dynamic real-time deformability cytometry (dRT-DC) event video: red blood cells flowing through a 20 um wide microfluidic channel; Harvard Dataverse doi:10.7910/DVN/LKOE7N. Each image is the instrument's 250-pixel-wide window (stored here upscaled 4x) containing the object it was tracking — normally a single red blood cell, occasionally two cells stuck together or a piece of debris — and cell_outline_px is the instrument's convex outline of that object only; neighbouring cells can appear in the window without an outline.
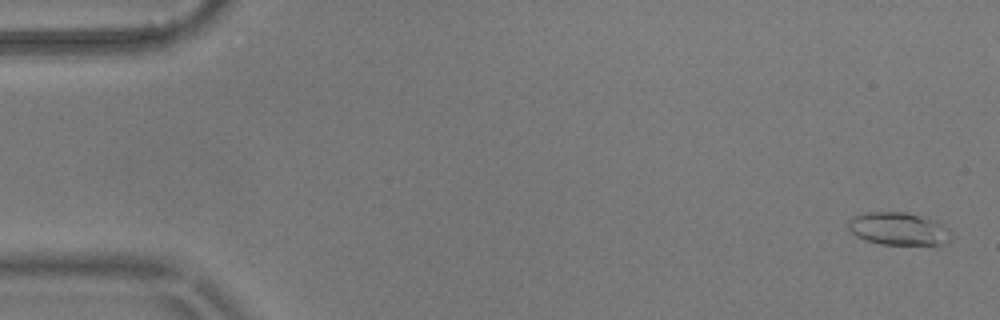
{"species": "common noctule bat (a hibernating species)", "species_latin": "Nyctalus noctula", "temperature_condition": "warm", "stored_images_in_passage": 56, "camera_frame_rate_fps": 3000, "um_per_image_px": 0.085, "animal": {"sex": "male", "body_mass_g": 17.9}, "frame": {"image": 1, "passage_image": 2, "time_ms": 0.333, "image_size_px": [1000, 320], "cell_outline_px": [[952, 236], [944, 244], [936, 248], [880, 244], [864, 240], [856, 236], [848, 228], [848, 220], [852, 216], [868, 212], [904, 212], [928, 216], [936, 220], [948, 228]], "centroid_in_image_um": [76.45, 19.49], "position_along_channel_um": 8.5, "area_um2": 20.75}}
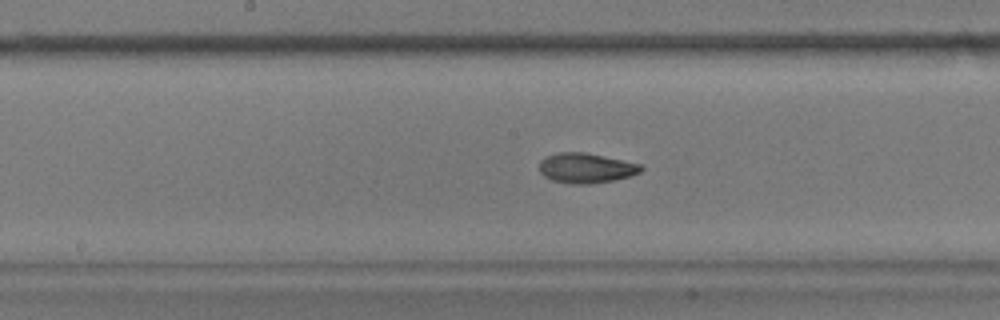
{"frame": {"image": 2, "passage_image": 29, "time_ms": 9.333, "image_size_px": [1000, 320], "cell_outline_px": [[644, 168], [640, 172], [628, 176], [612, 180], [588, 184], [572, 184], [552, 180], [544, 176], [540, 172], [540, 160], [544, 156], [560, 152], [584, 152], [640, 164]], "centroid_in_image_um": [49.77, 14.28], "position_along_channel_um": 198.4, "area_um2": 17.57}}
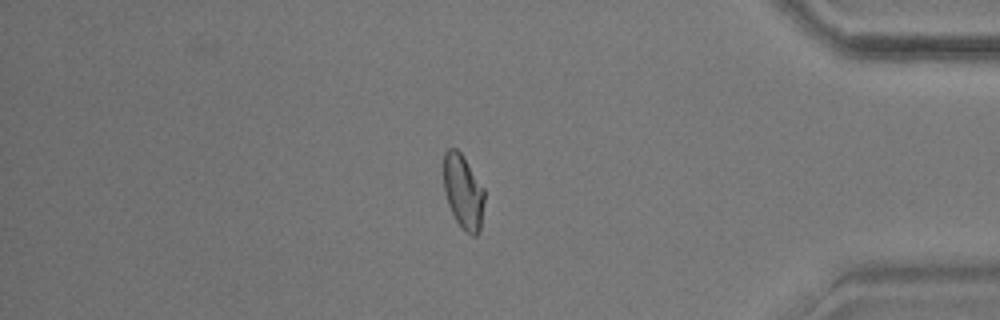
{"frame": {"image": 3, "passage_image": 48, "time_ms": 15.667, "image_size_px": [1000, 320], "cell_outline_px": [[484, 200], [480, 232], [476, 236], [472, 236], [456, 220], [448, 204], [444, 188], [444, 152], [448, 148], [456, 148], [464, 156], [484, 188]], "centroid_in_image_um": [39.38, 16.27], "position_along_channel_um": 395.8, "area_um2": 17.57}, "authors_computed_cell_mechanics": {"area_um2": 17.8024, "velocity_mm_per_s": 3.6049, "shape_relaxation_time_tau1_ms": 7.7213, "shape_relaxation_time_tau2_ms": 2.0759, "deformation_change_tau1": 0.1896, "deformation_change_tau2": 0.0741}}